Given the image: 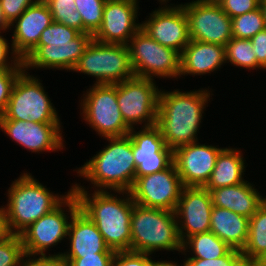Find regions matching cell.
<instances>
[{
	"mask_svg": "<svg viewBox=\"0 0 266 266\" xmlns=\"http://www.w3.org/2000/svg\"><path fill=\"white\" fill-rule=\"evenodd\" d=\"M208 101V89L159 91L156 126L167 147L175 150L182 145L198 142L196 134Z\"/></svg>",
	"mask_w": 266,
	"mask_h": 266,
	"instance_id": "obj_1",
	"label": "cell"
},
{
	"mask_svg": "<svg viewBox=\"0 0 266 266\" xmlns=\"http://www.w3.org/2000/svg\"><path fill=\"white\" fill-rule=\"evenodd\" d=\"M72 191L77 196L80 209L94 222L105 244L114 251L130 250L134 204L130 192L117 191L122 197L124 194L127 196L123 199L108 192V189L94 190V193L88 195L85 187L77 183L72 185Z\"/></svg>",
	"mask_w": 266,
	"mask_h": 266,
	"instance_id": "obj_2",
	"label": "cell"
},
{
	"mask_svg": "<svg viewBox=\"0 0 266 266\" xmlns=\"http://www.w3.org/2000/svg\"><path fill=\"white\" fill-rule=\"evenodd\" d=\"M109 144L77 169L96 191H130L135 181L136 164L129 135L104 138Z\"/></svg>",
	"mask_w": 266,
	"mask_h": 266,
	"instance_id": "obj_3",
	"label": "cell"
},
{
	"mask_svg": "<svg viewBox=\"0 0 266 266\" xmlns=\"http://www.w3.org/2000/svg\"><path fill=\"white\" fill-rule=\"evenodd\" d=\"M93 40L90 33L52 22L45 28L38 44L22 59L24 69L72 70Z\"/></svg>",
	"mask_w": 266,
	"mask_h": 266,
	"instance_id": "obj_4",
	"label": "cell"
},
{
	"mask_svg": "<svg viewBox=\"0 0 266 266\" xmlns=\"http://www.w3.org/2000/svg\"><path fill=\"white\" fill-rule=\"evenodd\" d=\"M72 192L55 195L30 173H23L8 189V204L5 206L8 225L14 235H20L33 222L58 207Z\"/></svg>",
	"mask_w": 266,
	"mask_h": 266,
	"instance_id": "obj_5",
	"label": "cell"
},
{
	"mask_svg": "<svg viewBox=\"0 0 266 266\" xmlns=\"http://www.w3.org/2000/svg\"><path fill=\"white\" fill-rule=\"evenodd\" d=\"M130 250L150 255L158 250L182 252L175 212L134 203Z\"/></svg>",
	"mask_w": 266,
	"mask_h": 266,
	"instance_id": "obj_6",
	"label": "cell"
},
{
	"mask_svg": "<svg viewBox=\"0 0 266 266\" xmlns=\"http://www.w3.org/2000/svg\"><path fill=\"white\" fill-rule=\"evenodd\" d=\"M72 70L96 77V84H118L134 77L128 45L94 39Z\"/></svg>",
	"mask_w": 266,
	"mask_h": 266,
	"instance_id": "obj_7",
	"label": "cell"
},
{
	"mask_svg": "<svg viewBox=\"0 0 266 266\" xmlns=\"http://www.w3.org/2000/svg\"><path fill=\"white\" fill-rule=\"evenodd\" d=\"M24 70L16 79L5 112L0 119L60 123L56 108L46 94L40 79Z\"/></svg>",
	"mask_w": 266,
	"mask_h": 266,
	"instance_id": "obj_8",
	"label": "cell"
},
{
	"mask_svg": "<svg viewBox=\"0 0 266 266\" xmlns=\"http://www.w3.org/2000/svg\"><path fill=\"white\" fill-rule=\"evenodd\" d=\"M81 100L83 119L103 138L129 134L117 102V84H96Z\"/></svg>",
	"mask_w": 266,
	"mask_h": 266,
	"instance_id": "obj_9",
	"label": "cell"
},
{
	"mask_svg": "<svg viewBox=\"0 0 266 266\" xmlns=\"http://www.w3.org/2000/svg\"><path fill=\"white\" fill-rule=\"evenodd\" d=\"M128 48L134 76L152 80L154 76L180 78V54L159 44L141 28L130 39Z\"/></svg>",
	"mask_w": 266,
	"mask_h": 266,
	"instance_id": "obj_10",
	"label": "cell"
},
{
	"mask_svg": "<svg viewBox=\"0 0 266 266\" xmlns=\"http://www.w3.org/2000/svg\"><path fill=\"white\" fill-rule=\"evenodd\" d=\"M159 89L154 80L132 77L117 84V102L125 123L134 128L156 125Z\"/></svg>",
	"mask_w": 266,
	"mask_h": 266,
	"instance_id": "obj_11",
	"label": "cell"
},
{
	"mask_svg": "<svg viewBox=\"0 0 266 266\" xmlns=\"http://www.w3.org/2000/svg\"><path fill=\"white\" fill-rule=\"evenodd\" d=\"M63 206L68 207L66 212H69L70 216L67 217ZM79 208L77 196L72 191L58 207L33 222L20 234L24 252L36 256L46 255L44 252L48 248L58 245L67 237L70 224L68 218H72Z\"/></svg>",
	"mask_w": 266,
	"mask_h": 266,
	"instance_id": "obj_12",
	"label": "cell"
},
{
	"mask_svg": "<svg viewBox=\"0 0 266 266\" xmlns=\"http://www.w3.org/2000/svg\"><path fill=\"white\" fill-rule=\"evenodd\" d=\"M180 5L187 17L191 40L225 46L233 37L231 18L219 4L196 0Z\"/></svg>",
	"mask_w": 266,
	"mask_h": 266,
	"instance_id": "obj_13",
	"label": "cell"
},
{
	"mask_svg": "<svg viewBox=\"0 0 266 266\" xmlns=\"http://www.w3.org/2000/svg\"><path fill=\"white\" fill-rule=\"evenodd\" d=\"M183 187L172 163L167 169L135 178L129 192L136 204L175 212Z\"/></svg>",
	"mask_w": 266,
	"mask_h": 266,
	"instance_id": "obj_14",
	"label": "cell"
},
{
	"mask_svg": "<svg viewBox=\"0 0 266 266\" xmlns=\"http://www.w3.org/2000/svg\"><path fill=\"white\" fill-rule=\"evenodd\" d=\"M128 135L136 164L135 178L162 171L173 163V150L165 145L156 125L143 127L138 132L135 127L131 128Z\"/></svg>",
	"mask_w": 266,
	"mask_h": 266,
	"instance_id": "obj_15",
	"label": "cell"
},
{
	"mask_svg": "<svg viewBox=\"0 0 266 266\" xmlns=\"http://www.w3.org/2000/svg\"><path fill=\"white\" fill-rule=\"evenodd\" d=\"M223 148L199 144L182 145L173 150V164L184 187H204Z\"/></svg>",
	"mask_w": 266,
	"mask_h": 266,
	"instance_id": "obj_16",
	"label": "cell"
},
{
	"mask_svg": "<svg viewBox=\"0 0 266 266\" xmlns=\"http://www.w3.org/2000/svg\"><path fill=\"white\" fill-rule=\"evenodd\" d=\"M212 208L211 194L206 188L183 187L175 210L182 243L192 235L210 230Z\"/></svg>",
	"mask_w": 266,
	"mask_h": 266,
	"instance_id": "obj_17",
	"label": "cell"
},
{
	"mask_svg": "<svg viewBox=\"0 0 266 266\" xmlns=\"http://www.w3.org/2000/svg\"><path fill=\"white\" fill-rule=\"evenodd\" d=\"M148 19L141 23V29L159 44L181 54L190 41L183 7L163 5L151 13Z\"/></svg>",
	"mask_w": 266,
	"mask_h": 266,
	"instance_id": "obj_18",
	"label": "cell"
},
{
	"mask_svg": "<svg viewBox=\"0 0 266 266\" xmlns=\"http://www.w3.org/2000/svg\"><path fill=\"white\" fill-rule=\"evenodd\" d=\"M138 0H106L103 20L93 39L102 43L128 45L141 28L138 19Z\"/></svg>",
	"mask_w": 266,
	"mask_h": 266,
	"instance_id": "obj_19",
	"label": "cell"
},
{
	"mask_svg": "<svg viewBox=\"0 0 266 266\" xmlns=\"http://www.w3.org/2000/svg\"><path fill=\"white\" fill-rule=\"evenodd\" d=\"M60 123H37L14 119H0V128L19 145L32 152L63 149Z\"/></svg>",
	"mask_w": 266,
	"mask_h": 266,
	"instance_id": "obj_20",
	"label": "cell"
},
{
	"mask_svg": "<svg viewBox=\"0 0 266 266\" xmlns=\"http://www.w3.org/2000/svg\"><path fill=\"white\" fill-rule=\"evenodd\" d=\"M52 22V14L44 0L29 6L10 24V27L16 24L12 35V56L23 59L38 44L42 31Z\"/></svg>",
	"mask_w": 266,
	"mask_h": 266,
	"instance_id": "obj_21",
	"label": "cell"
},
{
	"mask_svg": "<svg viewBox=\"0 0 266 266\" xmlns=\"http://www.w3.org/2000/svg\"><path fill=\"white\" fill-rule=\"evenodd\" d=\"M67 237L69 252L61 253L63 258H83L97 253H116L110 249L94 222L79 208L70 218Z\"/></svg>",
	"mask_w": 266,
	"mask_h": 266,
	"instance_id": "obj_22",
	"label": "cell"
},
{
	"mask_svg": "<svg viewBox=\"0 0 266 266\" xmlns=\"http://www.w3.org/2000/svg\"><path fill=\"white\" fill-rule=\"evenodd\" d=\"M223 63H226L225 46L190 39L180 54V76L204 75L219 69Z\"/></svg>",
	"mask_w": 266,
	"mask_h": 266,
	"instance_id": "obj_23",
	"label": "cell"
},
{
	"mask_svg": "<svg viewBox=\"0 0 266 266\" xmlns=\"http://www.w3.org/2000/svg\"><path fill=\"white\" fill-rule=\"evenodd\" d=\"M247 180L234 186H225L210 191L212 204L247 218L252 217L265 198Z\"/></svg>",
	"mask_w": 266,
	"mask_h": 266,
	"instance_id": "obj_24",
	"label": "cell"
},
{
	"mask_svg": "<svg viewBox=\"0 0 266 266\" xmlns=\"http://www.w3.org/2000/svg\"><path fill=\"white\" fill-rule=\"evenodd\" d=\"M209 231L231 249L242 251L248 238L249 218L231 210L213 206Z\"/></svg>",
	"mask_w": 266,
	"mask_h": 266,
	"instance_id": "obj_25",
	"label": "cell"
},
{
	"mask_svg": "<svg viewBox=\"0 0 266 266\" xmlns=\"http://www.w3.org/2000/svg\"><path fill=\"white\" fill-rule=\"evenodd\" d=\"M240 150L235 148H223L217 159L213 172L204 186L208 191L225 186H234L245 182V161Z\"/></svg>",
	"mask_w": 266,
	"mask_h": 266,
	"instance_id": "obj_26",
	"label": "cell"
},
{
	"mask_svg": "<svg viewBox=\"0 0 266 266\" xmlns=\"http://www.w3.org/2000/svg\"><path fill=\"white\" fill-rule=\"evenodd\" d=\"M266 252V199L249 218L246 246L242 250L246 262L252 266Z\"/></svg>",
	"mask_w": 266,
	"mask_h": 266,
	"instance_id": "obj_27",
	"label": "cell"
},
{
	"mask_svg": "<svg viewBox=\"0 0 266 266\" xmlns=\"http://www.w3.org/2000/svg\"><path fill=\"white\" fill-rule=\"evenodd\" d=\"M191 248V249H190ZM190 249L194 255L189 258L216 259L225 256L231 248L211 231L188 237L182 243V251Z\"/></svg>",
	"mask_w": 266,
	"mask_h": 266,
	"instance_id": "obj_28",
	"label": "cell"
},
{
	"mask_svg": "<svg viewBox=\"0 0 266 266\" xmlns=\"http://www.w3.org/2000/svg\"><path fill=\"white\" fill-rule=\"evenodd\" d=\"M226 62L243 68H262L256 59L250 39H238L232 37L225 45Z\"/></svg>",
	"mask_w": 266,
	"mask_h": 266,
	"instance_id": "obj_29",
	"label": "cell"
},
{
	"mask_svg": "<svg viewBox=\"0 0 266 266\" xmlns=\"http://www.w3.org/2000/svg\"><path fill=\"white\" fill-rule=\"evenodd\" d=\"M232 36L238 39H251L265 29V19L261 8L231 18Z\"/></svg>",
	"mask_w": 266,
	"mask_h": 266,
	"instance_id": "obj_30",
	"label": "cell"
},
{
	"mask_svg": "<svg viewBox=\"0 0 266 266\" xmlns=\"http://www.w3.org/2000/svg\"><path fill=\"white\" fill-rule=\"evenodd\" d=\"M74 4L83 21V33L94 35L102 24L106 0H74Z\"/></svg>",
	"mask_w": 266,
	"mask_h": 266,
	"instance_id": "obj_31",
	"label": "cell"
},
{
	"mask_svg": "<svg viewBox=\"0 0 266 266\" xmlns=\"http://www.w3.org/2000/svg\"><path fill=\"white\" fill-rule=\"evenodd\" d=\"M52 14L53 21L72 27L83 33V21L76 10L74 0H44Z\"/></svg>",
	"mask_w": 266,
	"mask_h": 266,
	"instance_id": "obj_32",
	"label": "cell"
},
{
	"mask_svg": "<svg viewBox=\"0 0 266 266\" xmlns=\"http://www.w3.org/2000/svg\"><path fill=\"white\" fill-rule=\"evenodd\" d=\"M25 255L21 236L12 235L0 241V266H21Z\"/></svg>",
	"mask_w": 266,
	"mask_h": 266,
	"instance_id": "obj_33",
	"label": "cell"
},
{
	"mask_svg": "<svg viewBox=\"0 0 266 266\" xmlns=\"http://www.w3.org/2000/svg\"><path fill=\"white\" fill-rule=\"evenodd\" d=\"M185 266H250L242 251L231 249L225 256L216 259L187 258Z\"/></svg>",
	"mask_w": 266,
	"mask_h": 266,
	"instance_id": "obj_34",
	"label": "cell"
},
{
	"mask_svg": "<svg viewBox=\"0 0 266 266\" xmlns=\"http://www.w3.org/2000/svg\"><path fill=\"white\" fill-rule=\"evenodd\" d=\"M23 71L24 70H0V115L5 112L14 83Z\"/></svg>",
	"mask_w": 266,
	"mask_h": 266,
	"instance_id": "obj_35",
	"label": "cell"
},
{
	"mask_svg": "<svg viewBox=\"0 0 266 266\" xmlns=\"http://www.w3.org/2000/svg\"><path fill=\"white\" fill-rule=\"evenodd\" d=\"M150 254L131 250L116 251L112 266H151Z\"/></svg>",
	"mask_w": 266,
	"mask_h": 266,
	"instance_id": "obj_36",
	"label": "cell"
},
{
	"mask_svg": "<svg viewBox=\"0 0 266 266\" xmlns=\"http://www.w3.org/2000/svg\"><path fill=\"white\" fill-rule=\"evenodd\" d=\"M219 5L230 18H234L259 8L260 0H223Z\"/></svg>",
	"mask_w": 266,
	"mask_h": 266,
	"instance_id": "obj_37",
	"label": "cell"
},
{
	"mask_svg": "<svg viewBox=\"0 0 266 266\" xmlns=\"http://www.w3.org/2000/svg\"><path fill=\"white\" fill-rule=\"evenodd\" d=\"M38 0H0L3 16L11 24L16 20L29 6Z\"/></svg>",
	"mask_w": 266,
	"mask_h": 266,
	"instance_id": "obj_38",
	"label": "cell"
},
{
	"mask_svg": "<svg viewBox=\"0 0 266 266\" xmlns=\"http://www.w3.org/2000/svg\"><path fill=\"white\" fill-rule=\"evenodd\" d=\"M116 253H97L96 256L83 258H63L67 266H112Z\"/></svg>",
	"mask_w": 266,
	"mask_h": 266,
	"instance_id": "obj_39",
	"label": "cell"
},
{
	"mask_svg": "<svg viewBox=\"0 0 266 266\" xmlns=\"http://www.w3.org/2000/svg\"><path fill=\"white\" fill-rule=\"evenodd\" d=\"M7 42L8 41L0 35V70H25L23 60L19 56L11 57V63L10 61L8 62L10 49Z\"/></svg>",
	"mask_w": 266,
	"mask_h": 266,
	"instance_id": "obj_40",
	"label": "cell"
},
{
	"mask_svg": "<svg viewBox=\"0 0 266 266\" xmlns=\"http://www.w3.org/2000/svg\"><path fill=\"white\" fill-rule=\"evenodd\" d=\"M32 256L34 257L30 258ZM35 256L36 255H30L25 253L21 266H67V263L65 262L60 253L55 255L49 254V256L41 255L39 258H36ZM24 258L27 259L24 260Z\"/></svg>",
	"mask_w": 266,
	"mask_h": 266,
	"instance_id": "obj_41",
	"label": "cell"
},
{
	"mask_svg": "<svg viewBox=\"0 0 266 266\" xmlns=\"http://www.w3.org/2000/svg\"><path fill=\"white\" fill-rule=\"evenodd\" d=\"M250 41L256 55L257 63L262 69L266 70V28L253 36Z\"/></svg>",
	"mask_w": 266,
	"mask_h": 266,
	"instance_id": "obj_42",
	"label": "cell"
},
{
	"mask_svg": "<svg viewBox=\"0 0 266 266\" xmlns=\"http://www.w3.org/2000/svg\"><path fill=\"white\" fill-rule=\"evenodd\" d=\"M13 234L8 225V218L5 207L0 208V241L8 239Z\"/></svg>",
	"mask_w": 266,
	"mask_h": 266,
	"instance_id": "obj_43",
	"label": "cell"
},
{
	"mask_svg": "<svg viewBox=\"0 0 266 266\" xmlns=\"http://www.w3.org/2000/svg\"><path fill=\"white\" fill-rule=\"evenodd\" d=\"M12 27H10V24L6 21V19L3 16V12L1 9V4H0V32L2 31H6V29H10Z\"/></svg>",
	"mask_w": 266,
	"mask_h": 266,
	"instance_id": "obj_44",
	"label": "cell"
},
{
	"mask_svg": "<svg viewBox=\"0 0 266 266\" xmlns=\"http://www.w3.org/2000/svg\"><path fill=\"white\" fill-rule=\"evenodd\" d=\"M182 265L185 266L184 263ZM151 266H180V265H178L172 261H170V262H168V261H156L155 262V260L153 261L151 259Z\"/></svg>",
	"mask_w": 266,
	"mask_h": 266,
	"instance_id": "obj_45",
	"label": "cell"
},
{
	"mask_svg": "<svg viewBox=\"0 0 266 266\" xmlns=\"http://www.w3.org/2000/svg\"><path fill=\"white\" fill-rule=\"evenodd\" d=\"M252 266H266V252Z\"/></svg>",
	"mask_w": 266,
	"mask_h": 266,
	"instance_id": "obj_46",
	"label": "cell"
},
{
	"mask_svg": "<svg viewBox=\"0 0 266 266\" xmlns=\"http://www.w3.org/2000/svg\"><path fill=\"white\" fill-rule=\"evenodd\" d=\"M260 8L262 10L265 19V28H266V0H260Z\"/></svg>",
	"mask_w": 266,
	"mask_h": 266,
	"instance_id": "obj_47",
	"label": "cell"
},
{
	"mask_svg": "<svg viewBox=\"0 0 266 266\" xmlns=\"http://www.w3.org/2000/svg\"><path fill=\"white\" fill-rule=\"evenodd\" d=\"M205 1L213 4H220L223 0H205Z\"/></svg>",
	"mask_w": 266,
	"mask_h": 266,
	"instance_id": "obj_48",
	"label": "cell"
},
{
	"mask_svg": "<svg viewBox=\"0 0 266 266\" xmlns=\"http://www.w3.org/2000/svg\"><path fill=\"white\" fill-rule=\"evenodd\" d=\"M159 2H160V3L163 2L162 4H167L166 2H168V0H159ZM164 2H165V3H164Z\"/></svg>",
	"mask_w": 266,
	"mask_h": 266,
	"instance_id": "obj_49",
	"label": "cell"
}]
</instances>
